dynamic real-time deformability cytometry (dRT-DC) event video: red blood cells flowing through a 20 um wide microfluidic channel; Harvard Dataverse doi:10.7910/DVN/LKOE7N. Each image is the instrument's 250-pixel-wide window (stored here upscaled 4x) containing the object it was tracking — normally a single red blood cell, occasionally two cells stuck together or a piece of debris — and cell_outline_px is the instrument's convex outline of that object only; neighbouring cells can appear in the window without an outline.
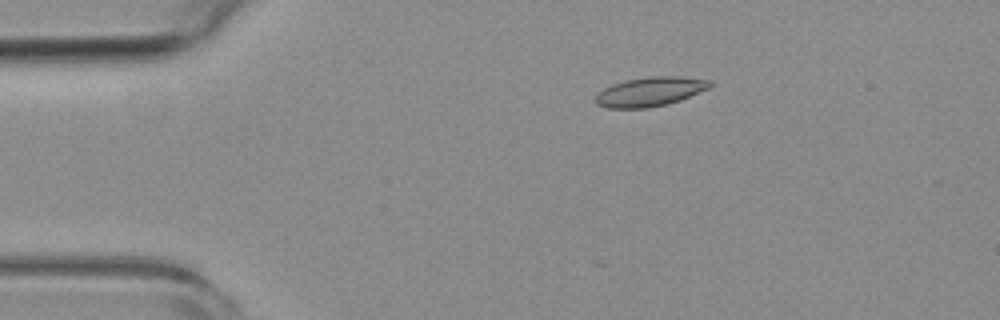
{"species": "common noctule bat (a hibernating species)", "species_latin": "Nyctalus noctula", "temperature_condition": "room temperature", "stored_images_in_passage": 2, "camera_frame_rate_fps": 3000, "um_per_image_px": 0.085, "animal": {"sex": "female", "body_mass_g": 19.3, "forearm_length_mm": 54.1}, "frame": {"image": 1, "passage_image": 1, "time_ms": 0.0, "image_size_px": [1000, 320], "cell_outline_px": [[712, 84], [708, 88], [680, 100], [668, 104], [648, 108], [608, 108], [596, 104], [596, 96], [604, 88], [612, 84], [624, 80], [652, 76], [680, 76], [712, 80]], "centroid_in_image_um": [55.26, 7.79], "position_along_channel_um": 29.7, "area_um2": 19.48}}